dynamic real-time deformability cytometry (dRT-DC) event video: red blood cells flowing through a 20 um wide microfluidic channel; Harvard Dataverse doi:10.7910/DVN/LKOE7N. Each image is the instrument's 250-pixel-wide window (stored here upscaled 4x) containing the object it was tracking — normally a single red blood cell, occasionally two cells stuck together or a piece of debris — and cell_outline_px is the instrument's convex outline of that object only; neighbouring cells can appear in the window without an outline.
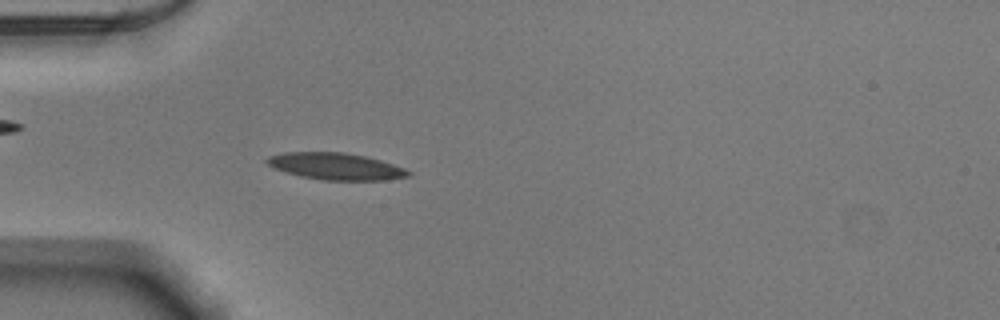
{"species": "Egyptian fruit bat (a non-hibernating species)", "species_latin": "Rousettus aegyptiacus", "temperature_condition": "warm", "stored_images_in_passage": 52, "camera_frame_rate_fps": 3000, "um_per_image_px": 0.085, "animal": {"sex": "male"}, "frame": {"image": 1, "passage_image": 16, "time_ms": 5.0, "image_size_px": [1000, 320], "cell_outline_px": [[412, 172], [408, 176], [388, 180], [320, 180], [300, 176], [276, 168], [268, 164], [264, 160], [268, 156], [284, 152], [344, 152], [364, 156], [380, 160], [404, 168]], "centroid_in_image_um": [28.54, 14.14], "position_along_channel_um": 56.5, "area_um2": 21.96}}
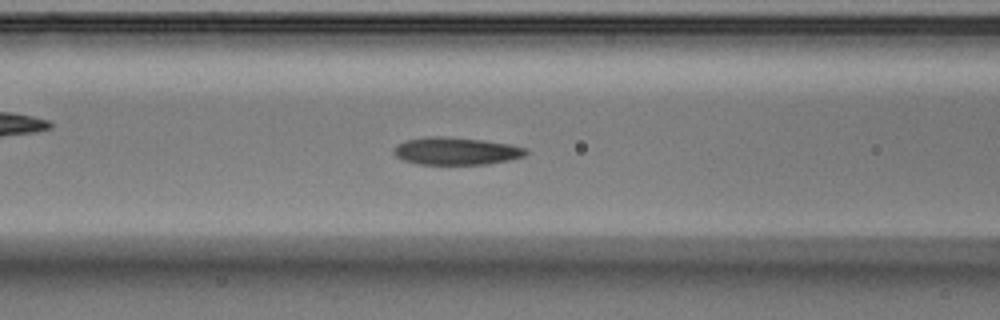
{"frame": {"image": 2, "passage_image": 22, "time_ms": 7.0, "image_size_px": [1000, 320], "cell_outline_px": [[528, 152], [524, 156], [508, 160], [488, 164], [416, 164], [404, 160], [396, 156], [392, 152], [392, 148], [396, 144], [404, 140], [424, 136], [444, 136], [480, 140], [508, 144], [528, 148]], "centroid_in_image_um": [38.7, 12.83], "position_along_channel_um": 127.9, "area_um2": 21.33}}
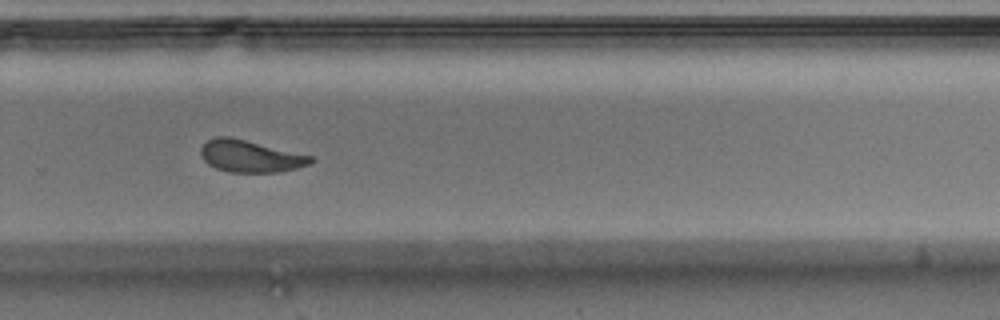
{"frame": {"image": 3, "passage_image": 36, "time_ms": 11.667, "image_size_px": [1000, 320], "cell_outline_px": [[316, 160], [312, 164], [280, 172], [228, 172], [216, 168], [208, 164], [200, 156], [200, 148], [208, 140], [216, 136], [228, 136], [316, 156]], "centroid_in_image_um": [21.33, 13.28], "position_along_channel_um": 308.5, "area_um2": 20.81}, "authors_computed_cell_mechanics": {"area_um2": 20.9814, "velocity_mm_per_s": 3.8777, "shape_relaxation_time_tau1_ms": 3.8012, "shape_relaxation_time_tau2_ms": 1.1919, "deformation_change_tau1": 0.1586, "deformation_change_tau2": 0.0866}}